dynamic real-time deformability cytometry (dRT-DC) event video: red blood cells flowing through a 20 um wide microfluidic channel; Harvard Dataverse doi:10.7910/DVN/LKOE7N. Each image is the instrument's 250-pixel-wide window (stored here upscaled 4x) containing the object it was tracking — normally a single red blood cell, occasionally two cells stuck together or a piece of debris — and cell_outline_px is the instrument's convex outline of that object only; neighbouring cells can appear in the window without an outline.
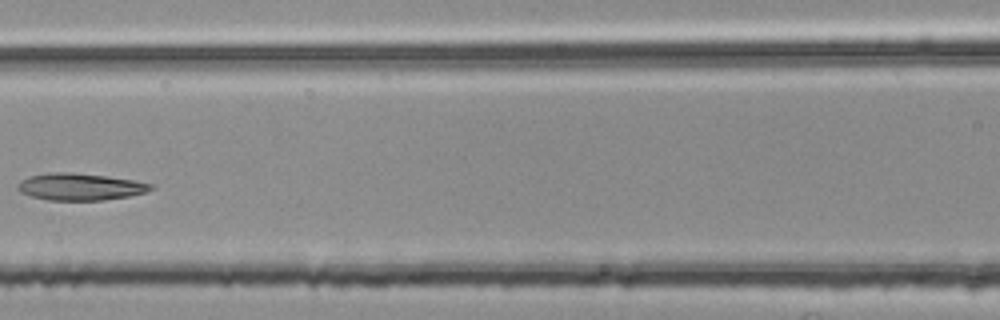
{"species": "common noctule bat (a hibernating species)", "species_latin": "Nyctalus noctula", "temperature_condition": "room temperature", "stored_images_in_passage": 4, "camera_frame_rate_fps": 3000, "um_per_image_px": 0.085, "animal": {"sex": "female", "body_mass_g": 25.1}, "frame": {"image": 1, "passage_image": 4, "time_ms": 1.0, "image_size_px": [1000, 320], "cell_outline_px": [[156, 188], [144, 192], [128, 196], [104, 200], [48, 200], [32, 196], [20, 192], [16, 188], [16, 184], [20, 180], [28, 176], [48, 172], [72, 172], [104, 176], [132, 180], [152, 184]], "centroid_in_image_um": [6.75, 15.87], "position_along_channel_um": 159.8, "area_um2": 20.92}}